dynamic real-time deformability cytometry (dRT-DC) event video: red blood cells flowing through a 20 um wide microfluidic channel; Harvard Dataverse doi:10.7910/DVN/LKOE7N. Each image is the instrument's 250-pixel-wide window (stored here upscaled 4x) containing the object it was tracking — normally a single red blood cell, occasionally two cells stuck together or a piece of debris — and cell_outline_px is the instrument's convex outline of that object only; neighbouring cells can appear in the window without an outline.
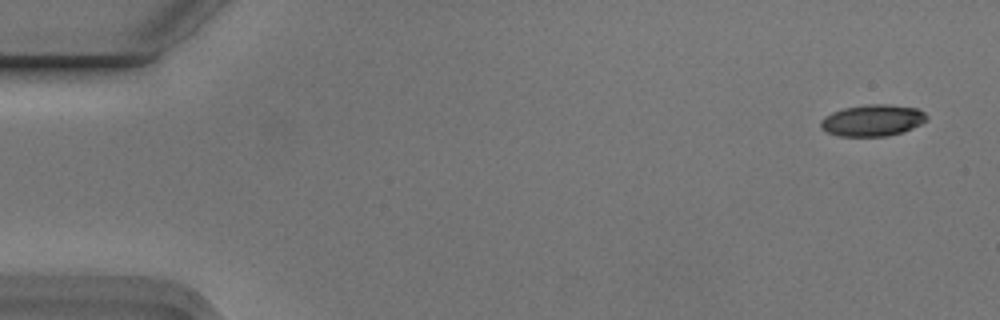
{"species": "Egyptian fruit bat (a non-hibernating species)", "species_latin": "Rousettus aegyptiacus", "temperature_condition": "cold", "stored_images_in_passage": 5, "segment_of_instrument_passage": [1, 2], "camera_frame_rate_fps": 3000, "um_per_image_px": 0.085, "animal": {"sex": "male"}, "frame": {"image": 1, "passage_image": 1, "time_ms": 0.0, "image_size_px": [1000, 320], "cell_outline_px": [[928, 120], [904, 132], [888, 136], [840, 136], [828, 132], [820, 128], [820, 120], [824, 116], [832, 112], [844, 108], [868, 104], [888, 104], [916, 108], [924, 112], [928, 116]], "centroid_in_image_um": [74.17, 10.23], "position_along_channel_um": 10.8, "area_um2": 19.59}}